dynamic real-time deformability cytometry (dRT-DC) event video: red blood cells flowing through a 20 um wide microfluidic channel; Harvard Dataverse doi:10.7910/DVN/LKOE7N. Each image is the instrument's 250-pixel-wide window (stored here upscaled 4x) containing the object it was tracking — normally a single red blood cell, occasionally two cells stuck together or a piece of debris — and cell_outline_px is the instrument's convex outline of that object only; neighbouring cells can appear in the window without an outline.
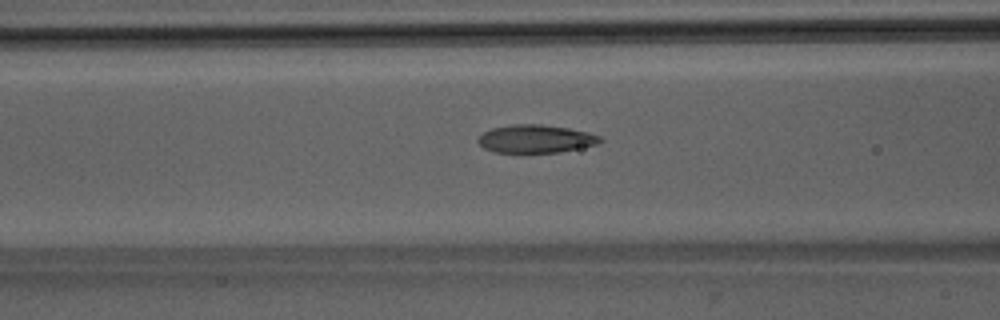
{"species": "Egyptian fruit bat (a non-hibernating species)", "species_latin": "Rousettus aegyptiacus", "temperature_condition": "room temperature", "stored_images_in_passage": 46, "camera_frame_rate_fps": 3000, "um_per_image_px": 0.085, "animal": {"sex": "male"}, "frame": {"image": 1, "passage_image": 21, "time_ms": 6.667, "image_size_px": [1000, 320], "cell_outline_px": [[604, 140], [596, 144], [560, 152], [492, 152], [484, 148], [476, 140], [484, 132], [492, 128], [512, 124], [540, 124], [568, 128], [588, 132], [600, 136]], "centroid_in_image_um": [45.52, 11.79], "position_along_channel_um": 121.1, "area_um2": 19.83}}
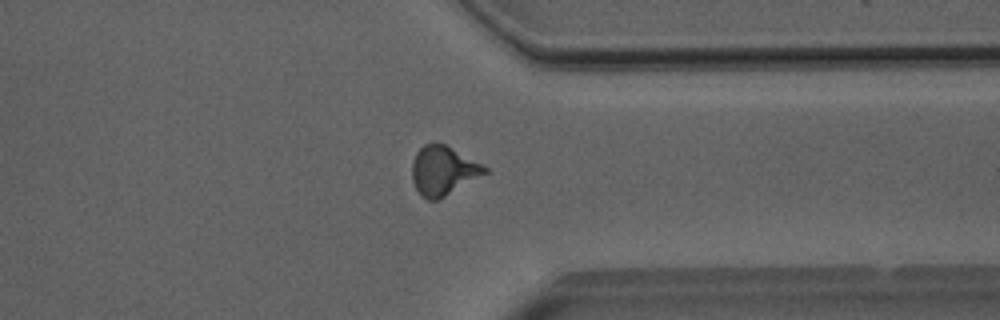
{"frame": {"image": 2, "passage_image": 40, "time_ms": 13.0, "image_size_px": [1000, 320], "cell_outline_px": [[488, 172], [444, 196], [436, 200], [428, 200], [420, 196], [412, 180], [412, 164], [416, 152], [424, 144], [436, 140], [484, 164], [488, 168]], "centroid_in_image_um": [37.65, 14.47], "position_along_channel_um": 373.7, "area_um2": 20.87}, "authors_computed_cell_mechanics": {"area_um2": 20.23, "velocity_mm_per_s": 4.0328, "shape_relaxation_time_tau1_ms": 7.6775, "shape_relaxation_time_tau2_ms": 1.5237, "deformation_change_tau1": 0.2246, "deformation_change_tau2": 0.0954}}